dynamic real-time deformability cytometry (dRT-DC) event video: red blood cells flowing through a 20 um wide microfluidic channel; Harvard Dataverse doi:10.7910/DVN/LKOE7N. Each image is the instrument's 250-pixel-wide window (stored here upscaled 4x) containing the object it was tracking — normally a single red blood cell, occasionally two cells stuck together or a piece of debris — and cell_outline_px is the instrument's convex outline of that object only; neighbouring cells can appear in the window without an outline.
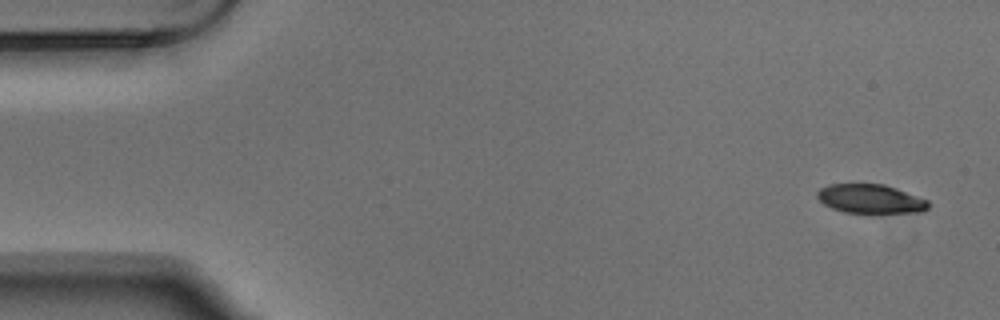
{"species": "Egyptian fruit bat (a non-hibernating species)", "species_latin": "Rousettus aegyptiacus", "temperature_condition": "warm", "stored_images_in_passage": 5, "camera_frame_rate_fps": 3000, "um_per_image_px": 0.085, "animal": {"sex": "male"}, "frame": {"image": 1, "passage_image": 1, "time_ms": 0.0, "image_size_px": [1000, 320], "cell_outline_px": [[928, 208], [924, 212], [876, 216], [872, 216], [844, 212], [832, 208], [824, 204], [816, 196], [816, 192], [820, 188], [828, 184], [884, 184], [896, 188], [928, 200]], "centroid_in_image_um": [74.02, 16.97], "position_along_channel_um": 11.0, "area_um2": 19.83}}
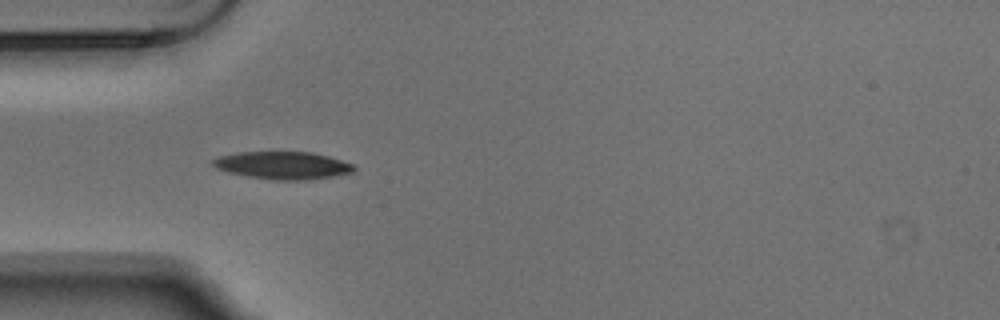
{"frame": {"image": 2, "passage_image": 4, "time_ms": 1.0, "image_size_px": [1000, 320], "cell_outline_px": [[356, 168], [352, 172], [332, 176], [304, 180], [276, 180], [248, 176], [228, 172], [216, 168], [212, 164], [212, 160], [220, 156], [236, 152], [312, 152], [328, 156], [352, 164]], "centroid_in_image_um": [24.01, 14.05], "position_along_channel_um": 61.0, "area_um2": 22.43}}
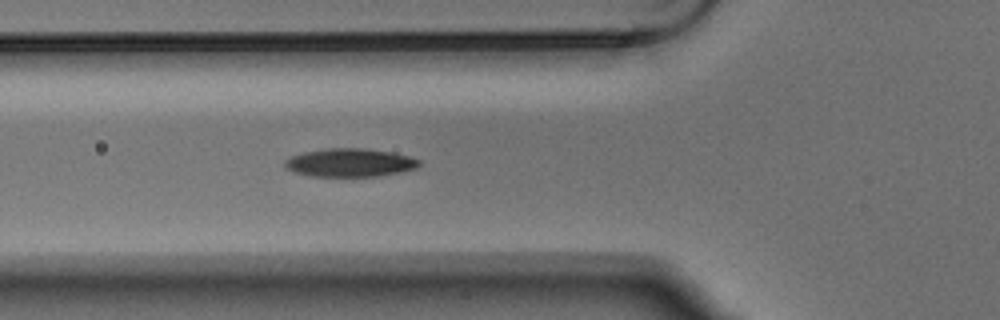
{"frame": {"image": 3, "passage_image": 5, "time_ms": 1.333, "image_size_px": [1000, 320], "cell_outline_px": [[420, 164], [416, 168], [400, 172], [380, 176], [308, 176], [284, 168], [284, 160], [292, 156], [304, 152], [328, 148], [364, 148], [392, 152], [408, 156], [420, 160]], "centroid_in_image_um": [29.73, 13.82], "position_along_channel_um": 96.1, "area_um2": 22.14}}